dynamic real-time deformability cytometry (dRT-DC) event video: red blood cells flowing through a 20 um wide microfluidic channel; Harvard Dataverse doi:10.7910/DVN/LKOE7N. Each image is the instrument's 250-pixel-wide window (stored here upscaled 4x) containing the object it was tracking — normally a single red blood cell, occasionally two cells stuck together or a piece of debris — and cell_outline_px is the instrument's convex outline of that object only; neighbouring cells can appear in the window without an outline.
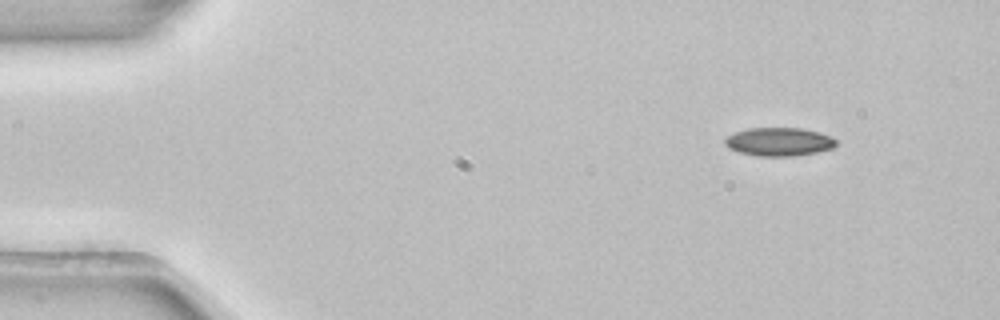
{"species": "common noctule bat (a hibernating species)", "species_latin": "Nyctalus noctula", "temperature_condition": "room temperature", "stored_images_in_passage": 4, "camera_frame_rate_fps": 3000, "um_per_image_px": 0.085, "animal": {"sex": "female", "body_mass_g": 22.7, "forearm_length_mm": 54.2}, "frame": {"image": 1, "passage_image": 1, "time_ms": 0.0, "image_size_px": [1000, 320], "cell_outline_px": [[836, 144], [832, 148], [816, 152], [792, 156], [756, 156], [740, 152], [728, 148], [724, 144], [724, 136], [748, 128], [800, 128], [820, 132], [836, 140]], "centroid_in_image_um": [66.16, 12.05], "position_along_channel_um": 18.8, "area_um2": 18.38}}
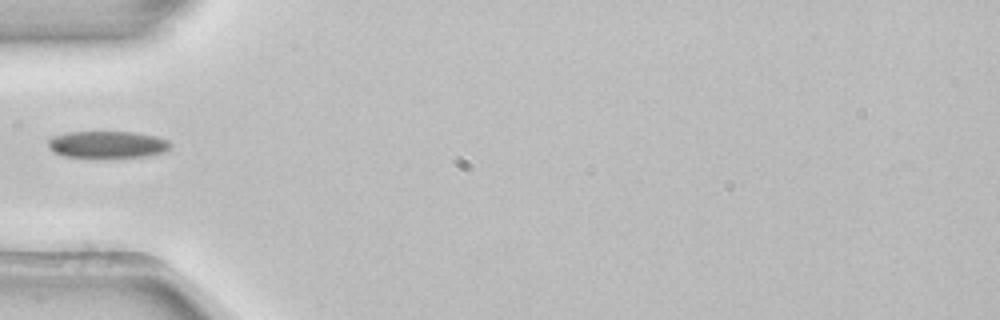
{"frame": {"image": 2, "passage_image": 4, "time_ms": 1.0, "image_size_px": [1000, 320], "cell_outline_px": [[172, 144], [164, 152], [144, 156], [64, 156], [56, 152], [48, 144], [48, 140], [52, 136], [68, 132], [136, 132], [156, 136], [168, 140]], "centroid_in_image_um": [9.16, 12.25], "position_along_channel_um": 75.8, "area_um2": 18.67}}